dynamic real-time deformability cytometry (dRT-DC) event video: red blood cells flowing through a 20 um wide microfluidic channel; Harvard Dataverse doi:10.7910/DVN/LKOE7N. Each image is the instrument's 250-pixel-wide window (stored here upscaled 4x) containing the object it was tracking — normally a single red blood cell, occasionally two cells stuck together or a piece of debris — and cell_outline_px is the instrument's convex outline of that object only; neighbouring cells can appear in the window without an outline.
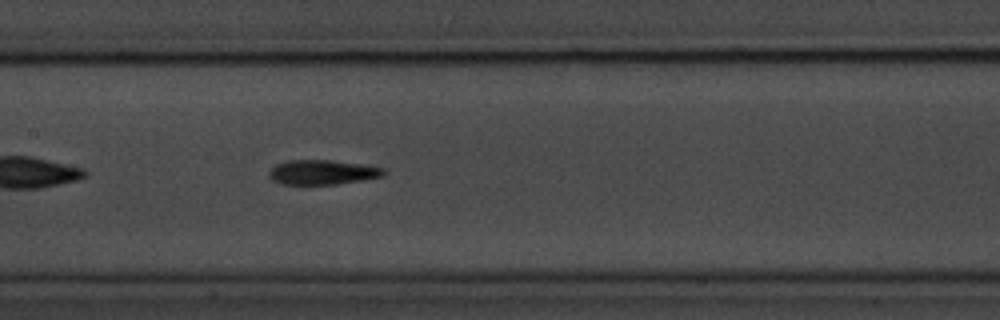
{"species": "common noctule bat (a hibernating species)", "species_latin": "Nyctalus noctula", "temperature_condition": "room temperature", "stored_images_in_passage": 40, "camera_frame_rate_fps": 3000, "um_per_image_px": 0.085, "animal": {"sex": "male", "body_mass_g": 20.1, "forearm_length_mm": 53.5}, "frame": {"image": 1, "passage_image": 12, "time_ms": 3.667, "image_size_px": [1000, 320], "cell_outline_px": [[388, 172], [384, 176], [364, 180], [336, 184], [280, 184], [272, 180], [268, 176], [268, 172], [276, 164], [288, 160], [332, 160], [360, 164], [384, 168]], "centroid_in_image_um": [27.41, 14.64], "position_along_channel_um": 180.0, "area_um2": 16.59}}
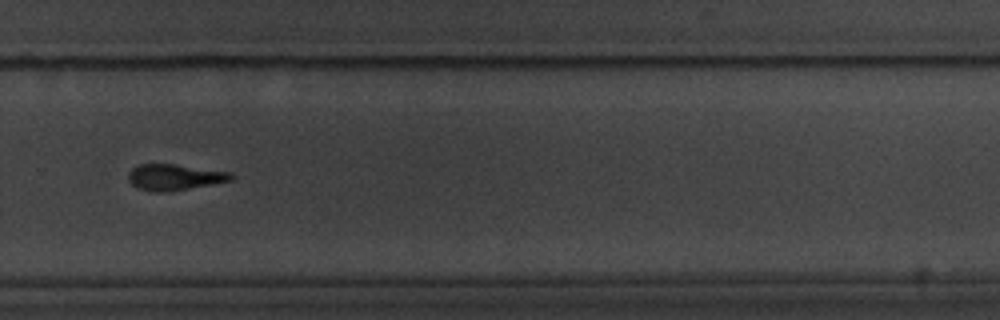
{"frame": {"image": 2, "passage_image": 23, "time_ms": 7.333, "image_size_px": [1000, 320], "cell_outline_px": [[236, 176], [232, 180], [168, 192], [156, 192], [136, 188], [128, 180], [128, 172], [136, 164], [176, 164], [232, 172]], "centroid_in_image_um": [14.83, 15.05], "position_along_channel_um": 315.0, "area_um2": 15.78}}
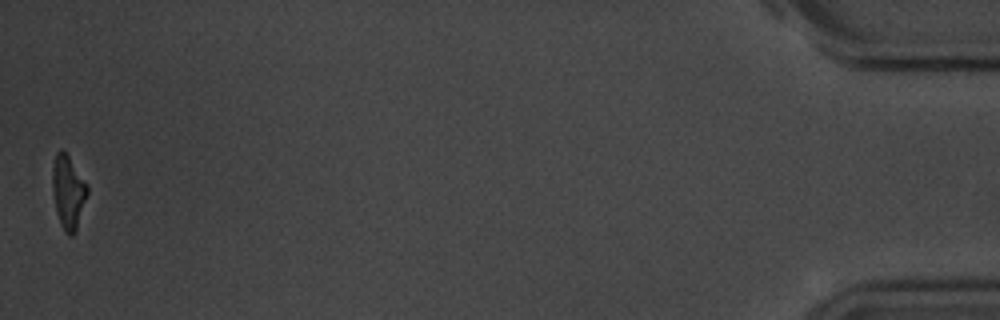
{"frame": {"image": 3, "passage_image": 40, "time_ms": 13.0, "image_size_px": [1000, 320], "cell_outline_px": [[88, 192], [76, 232], [72, 236], [68, 236], [64, 232], [60, 224], [56, 212], [52, 188], [52, 168], [56, 152], [60, 148], [68, 156], [88, 184]], "centroid_in_image_um": [5.79, 16.35], "position_along_channel_um": 429.4, "area_um2": 15.09}, "authors_computed_cell_mechanics": {"area_um2": 15.9528, "velocity_mm_per_s": 3.6997, "shape_relaxation_time_tau1_ms": 2.6213, "shape_relaxation_time_tau2_ms": 2.259, "deformation_change_tau1": 0.15, "deformation_change_tau2": 0.1262}}